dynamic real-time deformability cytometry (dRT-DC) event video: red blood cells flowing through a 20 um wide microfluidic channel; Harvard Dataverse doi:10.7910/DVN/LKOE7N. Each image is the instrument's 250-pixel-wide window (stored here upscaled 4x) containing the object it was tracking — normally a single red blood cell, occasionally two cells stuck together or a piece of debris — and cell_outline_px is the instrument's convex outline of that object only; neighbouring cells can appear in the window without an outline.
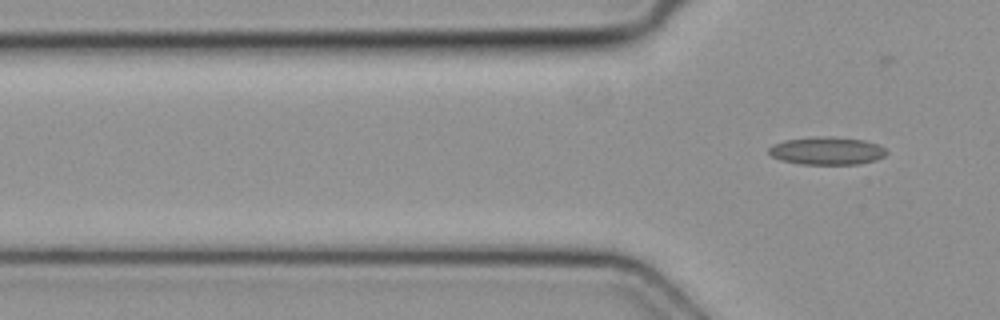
{"species": "common noctule bat (a hibernating species)", "species_latin": "Nyctalus noctula", "temperature_condition": "cold", "stored_images_in_passage": 6, "camera_frame_rate_fps": 3000, "um_per_image_px": 0.085, "animal": {"sex": "female", "body_mass_g": 19.3, "forearm_length_mm": 54.1}, "frame": {"image": 1, "passage_image": 6, "time_ms": 1.667, "image_size_px": [1000, 320], "cell_outline_px": [[888, 152], [884, 156], [876, 160], [856, 164], [800, 164], [780, 160], [772, 156], [768, 152], [768, 148], [772, 144], [784, 140], [816, 136], [828, 136], [864, 140], [876, 144], [884, 148]], "centroid_in_image_um": [70.25, 12.81], "position_along_channel_um": 55.6, "area_um2": 19.13}}